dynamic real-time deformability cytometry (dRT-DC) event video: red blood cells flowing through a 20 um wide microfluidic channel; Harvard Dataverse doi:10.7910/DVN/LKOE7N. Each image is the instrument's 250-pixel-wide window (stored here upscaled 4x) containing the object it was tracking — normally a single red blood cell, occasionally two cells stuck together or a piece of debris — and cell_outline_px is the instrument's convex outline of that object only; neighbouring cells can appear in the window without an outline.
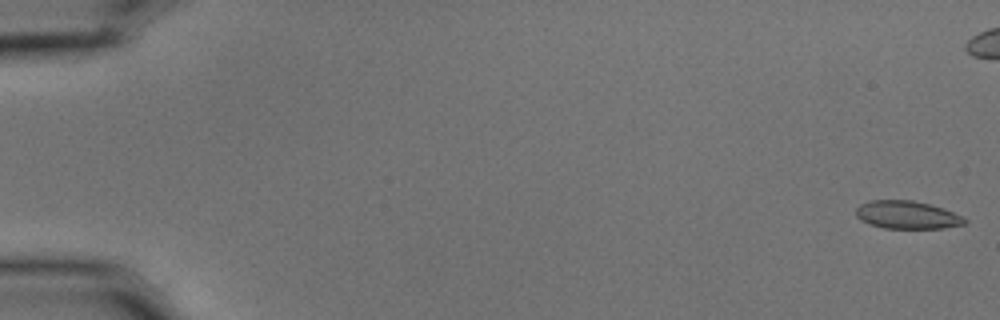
{"species": "common noctule bat (a hibernating species)", "species_latin": "Nyctalus noctula", "temperature_condition": "cold", "stored_images_in_passage": 17, "camera_frame_rate_fps": 3000, "um_per_image_px": 0.085, "animal": {"sex": "male", "body_mass_g": 15.6}, "frame": {"image": 1, "passage_image": 1, "time_ms": 0.0, "image_size_px": [1000, 320], "cell_outline_px": [[968, 220], [964, 224], [944, 228], [884, 228], [868, 224], [860, 220], [856, 216], [856, 208], [860, 204], [868, 200], [912, 200], [944, 208], [964, 216]], "centroid_in_image_um": [77.1, 18.26], "position_along_channel_um": 7.9, "area_um2": 17.86}}
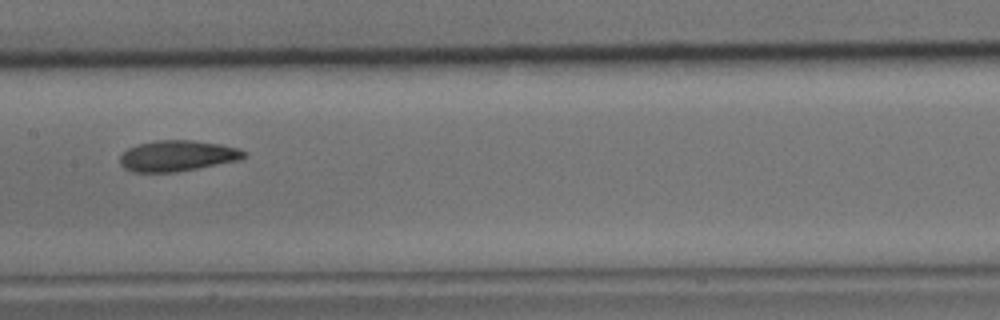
{"frame": {"image": 2, "passage_image": 10, "time_ms": 3.0, "image_size_px": [1000, 320], "cell_outline_px": [[248, 156], [240, 160], [176, 172], [132, 172], [124, 168], [120, 164], [120, 156], [128, 148], [136, 144], [156, 140], [192, 140], [220, 144], [236, 148], [248, 152]], "centroid_in_image_um": [15.08, 13.24], "position_along_channel_um": 192.3, "area_um2": 22.43}}
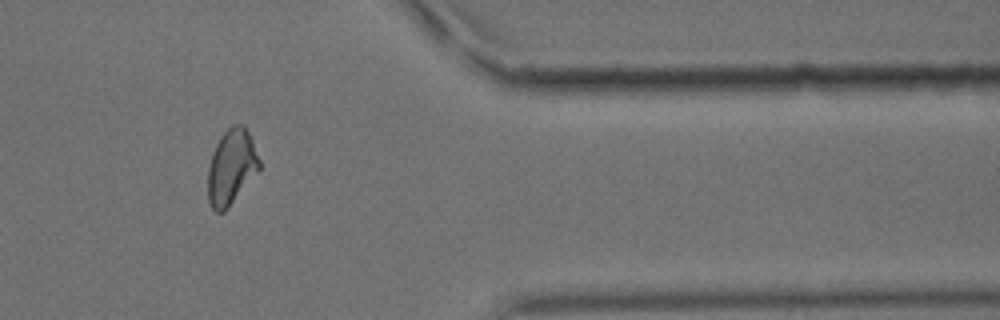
{"frame": {"image": 3, "passage_image": 15, "time_ms": 4.667, "image_size_px": [1000, 320], "cell_outline_px": [[260, 168], [228, 208], [224, 212], [216, 212], [212, 208], [208, 200], [208, 168], [212, 152], [220, 136], [232, 124], [244, 124], [252, 136], [260, 160]], "centroid_in_image_um": [19.67, 14.16], "position_along_channel_um": 391.7, "area_um2": 22.72}}